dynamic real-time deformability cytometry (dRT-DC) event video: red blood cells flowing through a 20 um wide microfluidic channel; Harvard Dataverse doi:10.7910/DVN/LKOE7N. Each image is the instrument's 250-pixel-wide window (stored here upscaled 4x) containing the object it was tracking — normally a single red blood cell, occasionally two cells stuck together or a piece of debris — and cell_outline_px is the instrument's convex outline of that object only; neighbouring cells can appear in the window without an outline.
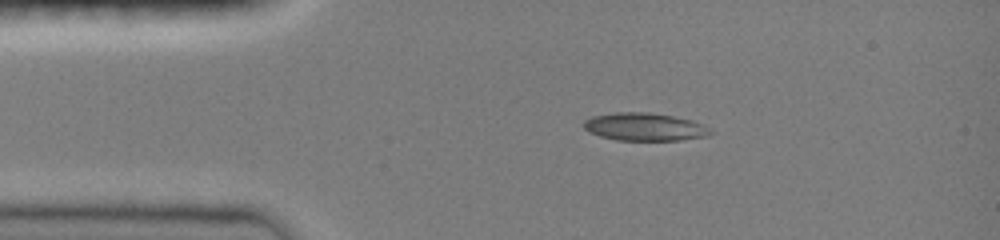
{"species": "common noctule bat (a hibernating species)", "species_latin": "Nyctalus noctula", "temperature_condition": "room temperature", "stored_images_in_passage": 39, "camera_frame_rate_fps": 3000, "um_per_image_px": 0.085, "animal": {"sex": "female", "body_mass_g": 19.0, "forearm_length_mm": 51.5}, "frame": {"image": 1, "passage_image": 1, "time_ms": 0.0, "image_size_px": [1000, 240], "cell_outline_px": [[716, 132], [708, 136], [680, 140], [616, 140], [600, 136], [588, 132], [584, 128], [584, 120], [592, 116], [612, 112], [648, 112], [672, 116], [692, 120], [704, 124]], "centroid_in_image_um": [54.82, 10.78], "position_along_channel_um": 30.2, "area_um2": 20.81}}
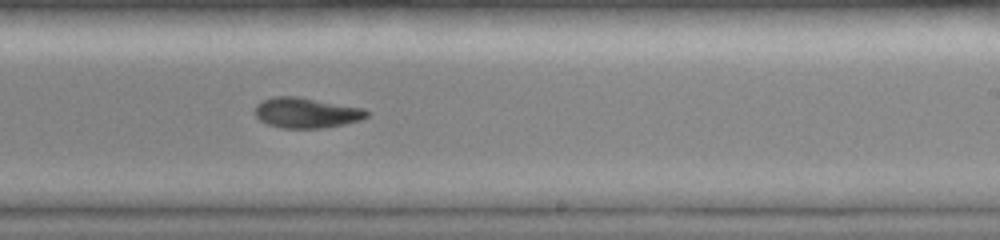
{"frame": {"image": 2, "passage_image": 21, "time_ms": 6.667, "image_size_px": [1000, 240], "cell_outline_px": [[368, 116], [360, 120], [344, 124], [324, 128], [284, 128], [268, 124], [260, 120], [256, 116], [256, 104], [272, 96], [300, 96], [364, 108], [368, 112]], "centroid_in_image_um": [26.06, 9.57], "position_along_channel_um": 262.9, "area_um2": 19.83}}
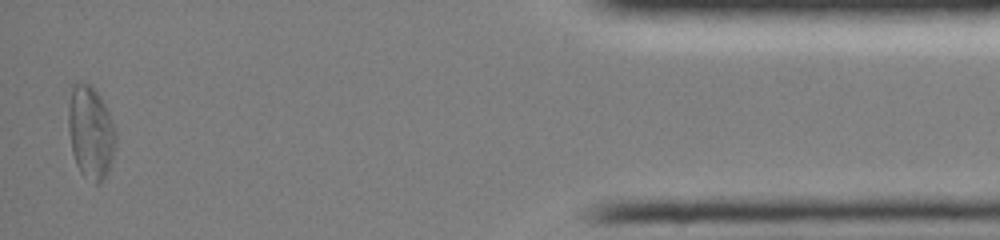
{"frame": {"image": 3, "passage_image": 38, "time_ms": 12.333, "image_size_px": [1000, 240], "cell_outline_px": [[116, 144], [112, 160], [108, 172], [104, 180], [96, 184], [84, 176], [80, 172], [76, 164], [72, 152], [68, 128], [68, 108], [72, 84], [76, 80], [92, 84], [108, 108], [116, 132]], "centroid_in_image_um": [7.71, 11.21], "position_along_channel_um": 427.5, "area_um2": 26.24}, "authors_computed_cell_mechanics": {"area_um2": 20.4034, "velocity_mm_per_s": 4.0576, "shape_relaxation_time_tau1_ms": 6.2562, "shape_relaxation_time_tau2_ms": 9.9106, "deformation_change_tau1": 0.1712, "deformation_change_tau2": 0.1624}}